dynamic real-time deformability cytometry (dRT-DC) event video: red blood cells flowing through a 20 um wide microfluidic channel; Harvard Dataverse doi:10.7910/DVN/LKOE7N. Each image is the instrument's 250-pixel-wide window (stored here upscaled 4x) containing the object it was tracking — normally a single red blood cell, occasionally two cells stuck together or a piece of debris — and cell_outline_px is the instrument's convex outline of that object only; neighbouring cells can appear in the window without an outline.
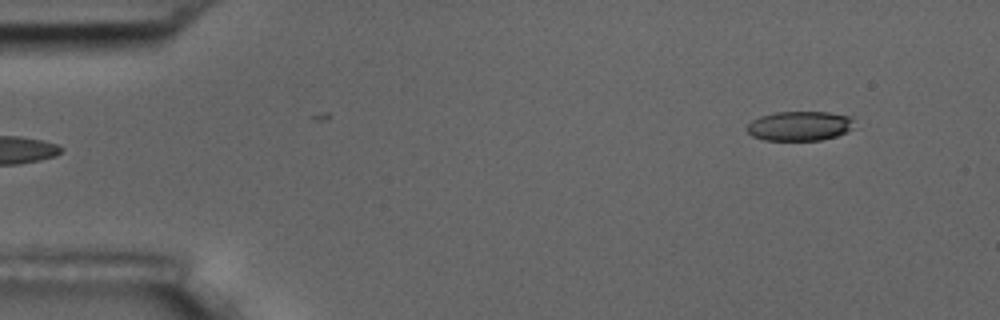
{"species": "common noctule bat (a hibernating species)", "species_latin": "Nyctalus noctula", "temperature_condition": "room temperature", "stored_images_in_passage": 3, "camera_frame_rate_fps": 3000, "um_per_image_px": 0.085, "animal": {"sex": "male", "body_mass_g": 17.5, "forearm_length_mm": 52.3}, "frame": {"image": 1, "passage_image": 3, "time_ms": 0.667, "image_size_px": [1000, 320], "cell_outline_px": [[852, 128], [848, 132], [836, 136], [820, 140], [764, 140], [752, 136], [744, 128], [752, 120], [760, 116], [776, 112], [828, 112], [852, 116]], "centroid_in_image_um": [67.95, 10.7], "position_along_channel_um": 17.1, "area_um2": 18.55}}